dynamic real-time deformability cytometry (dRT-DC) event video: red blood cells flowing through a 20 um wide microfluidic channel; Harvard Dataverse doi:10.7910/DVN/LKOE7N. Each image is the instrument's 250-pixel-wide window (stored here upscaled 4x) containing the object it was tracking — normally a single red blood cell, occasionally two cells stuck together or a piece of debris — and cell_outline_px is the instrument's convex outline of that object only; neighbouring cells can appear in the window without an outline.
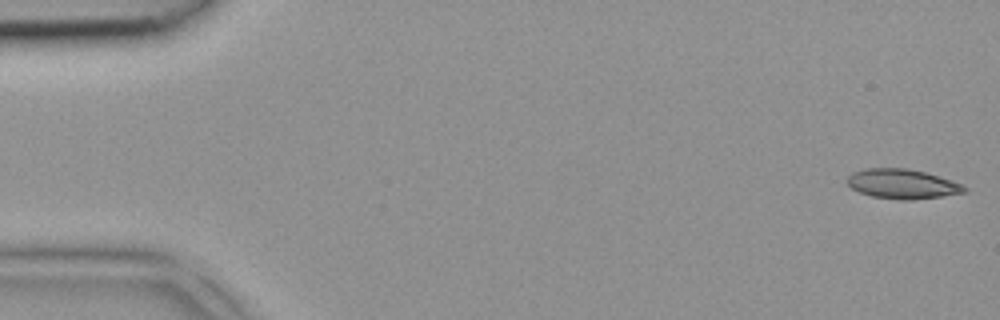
{"species": "common noctule bat (a hibernating species)", "species_latin": "Nyctalus noctula", "temperature_condition": "room temperature", "stored_images_in_passage": 5, "camera_frame_rate_fps": 3000, "um_per_image_px": 0.085, "animal": {"sex": "female", "body_mass_g": 18.4}, "frame": {"image": 1, "passage_image": 1, "time_ms": 0.0, "image_size_px": [1000, 320], "cell_outline_px": [[968, 192], [912, 200], [900, 200], [872, 196], [860, 192], [852, 188], [848, 184], [848, 176], [852, 172], [864, 168], [908, 168], [924, 172], [952, 180], [968, 188]], "centroid_in_image_um": [76.7, 15.63], "position_along_channel_um": 8.3, "area_um2": 20.17}}